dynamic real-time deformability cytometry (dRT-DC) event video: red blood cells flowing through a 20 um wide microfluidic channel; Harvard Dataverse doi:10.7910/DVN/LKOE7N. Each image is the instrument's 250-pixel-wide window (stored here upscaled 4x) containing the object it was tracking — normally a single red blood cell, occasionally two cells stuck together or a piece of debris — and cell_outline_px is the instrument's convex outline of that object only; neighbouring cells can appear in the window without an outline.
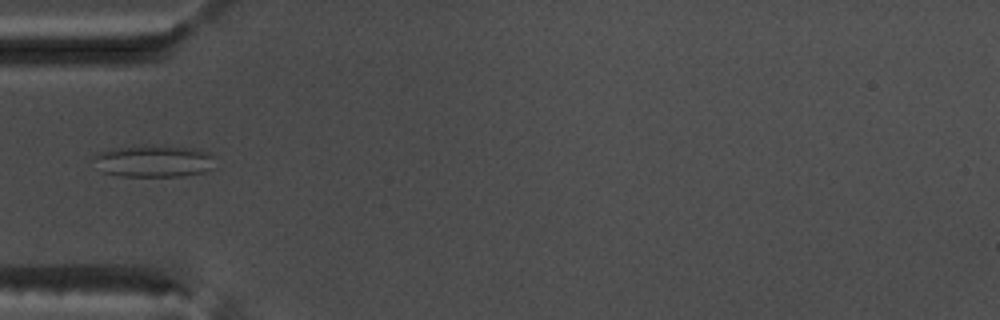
{"species": "common noctule bat (a hibernating species)", "species_latin": "Nyctalus noctula", "temperature_condition": "warm", "stored_images_in_passage": 37, "camera_frame_rate_fps": 3000, "um_per_image_px": 0.085, "animal": {"sex": "male", "body_mass_g": 17.5, "forearm_length_mm": 52.3}, "frame": {"image": 1, "passage_image": 1, "time_ms": 0.0, "image_size_px": [1000, 320], "cell_outline_px": [[212, 168], [204, 172], [184, 176], [120, 176], [100, 172], [92, 156], [100, 152], [112, 148], [196, 148], [208, 152], [212, 156]], "centroid_in_image_um": [13.03, 13.75], "position_along_channel_um": 72.0, "area_um2": 21.79}}